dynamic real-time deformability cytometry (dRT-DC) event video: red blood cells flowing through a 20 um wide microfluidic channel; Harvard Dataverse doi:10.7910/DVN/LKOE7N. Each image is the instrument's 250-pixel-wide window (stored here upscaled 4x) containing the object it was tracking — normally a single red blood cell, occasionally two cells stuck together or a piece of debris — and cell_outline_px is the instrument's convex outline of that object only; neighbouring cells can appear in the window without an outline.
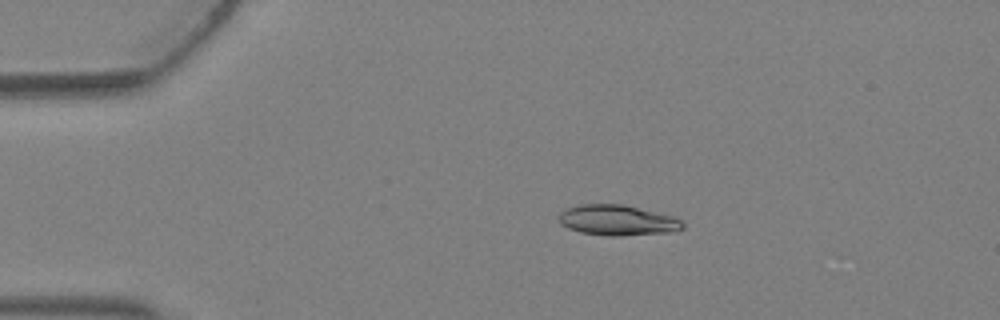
{"species": "Egyptian fruit bat (a non-hibernating species)", "species_latin": "Rousettus aegyptiacus", "temperature_condition": "warm", "stored_images_in_passage": 3, "camera_frame_rate_fps": 3000, "um_per_image_px": 0.085, "animal": {"sex": "female"}, "frame": {"image": 1, "passage_image": 2, "time_ms": 0.333, "image_size_px": [1000, 320], "cell_outline_px": [[684, 228], [672, 232], [620, 236], [608, 236], [580, 232], [568, 228], [560, 224], [560, 212], [564, 208], [580, 204], [624, 204], [672, 216], [680, 220], [684, 224]], "centroid_in_image_um": [52.47, 18.72], "position_along_channel_um": 32.5, "area_um2": 22.08}}